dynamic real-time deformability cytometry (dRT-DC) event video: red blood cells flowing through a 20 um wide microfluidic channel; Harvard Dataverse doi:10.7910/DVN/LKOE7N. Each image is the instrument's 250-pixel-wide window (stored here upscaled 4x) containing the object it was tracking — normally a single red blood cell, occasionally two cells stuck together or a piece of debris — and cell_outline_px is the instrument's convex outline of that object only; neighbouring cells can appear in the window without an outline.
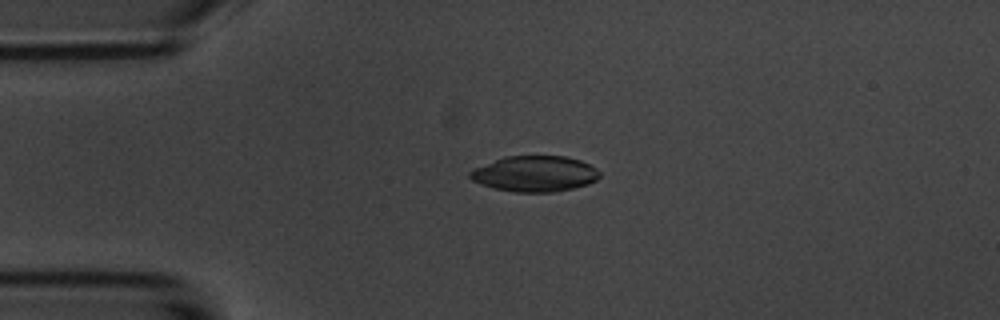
{"species": "common noctule bat (a hibernating species)", "species_latin": "Nyctalus noctula", "temperature_condition": "room temperature", "stored_images_in_passage": 5, "camera_frame_rate_fps": 3000, "um_per_image_px": 0.085, "animal": {"sex": "male", "body_mass_g": 20.1, "forearm_length_mm": 53.5}, "frame": {"image": 1, "passage_image": 3, "time_ms": 2.333, "image_size_px": [1000, 320], "cell_outline_px": [[600, 176], [596, 180], [588, 184], [576, 188], [552, 192], [516, 192], [496, 188], [480, 184], [472, 180], [468, 176], [468, 172], [472, 168], [504, 156], [568, 156], [580, 160], [596, 168], [600, 172]], "centroid_in_image_um": [45.44, 14.76], "position_along_channel_um": 39.6, "area_um2": 27.22}}